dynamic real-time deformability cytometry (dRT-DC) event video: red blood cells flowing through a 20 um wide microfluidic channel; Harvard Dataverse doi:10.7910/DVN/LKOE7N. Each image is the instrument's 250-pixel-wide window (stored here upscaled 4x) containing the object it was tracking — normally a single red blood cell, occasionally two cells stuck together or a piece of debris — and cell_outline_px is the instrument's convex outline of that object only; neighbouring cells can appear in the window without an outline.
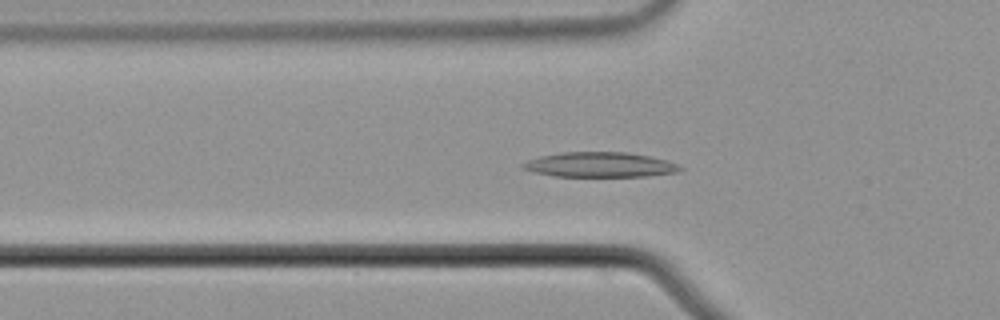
{"species": "common noctule bat (a hibernating species)", "species_latin": "Nyctalus noctula", "temperature_condition": "cold", "stored_images_in_passage": 57, "camera_frame_rate_fps": 3000, "um_per_image_px": 0.085, "animal": {"sex": "male", "body_mass_g": 21.5, "forearm_length_mm": 52.0}, "frame": {"image": 1, "passage_image": 20, "time_ms": 6.333, "image_size_px": [1000, 320], "cell_outline_px": [[684, 168], [676, 172], [648, 176], [552, 176], [520, 168], [520, 164], [528, 160], [540, 156], [560, 152], [628, 152], [668, 160]], "centroid_in_image_um": [50.96, 13.99], "position_along_channel_um": 74.8, "area_um2": 22.83}}
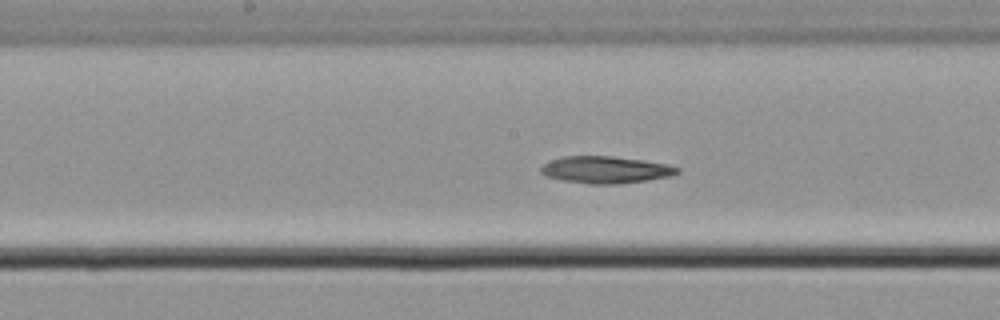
{"frame": {"image": 2, "passage_image": 30, "time_ms": 9.667, "image_size_px": [1000, 320], "cell_outline_px": [[680, 172], [672, 176], [648, 180], [616, 184], [588, 184], [564, 180], [544, 176], [540, 172], [540, 168], [544, 164], [552, 160], [564, 156], [612, 156], [668, 164], [680, 168]], "centroid_in_image_um": [51.49, 14.43], "position_along_channel_um": 196.7, "area_um2": 21.44}}
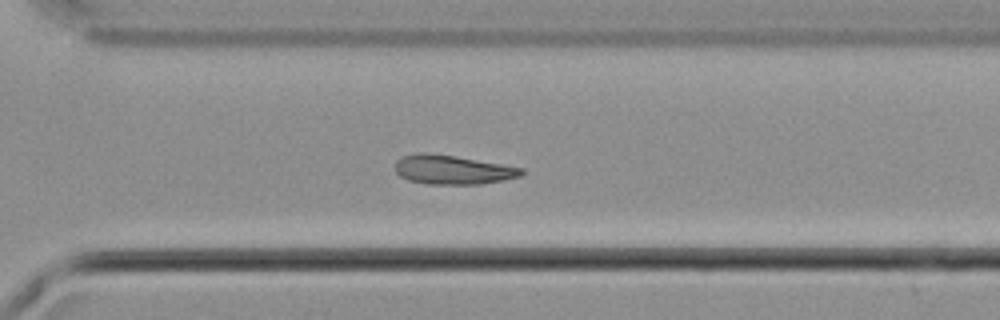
{"frame": {"image": 3, "passage_image": 41, "time_ms": 13.333, "image_size_px": [1000, 320], "cell_outline_px": [[524, 172], [520, 176], [480, 184], [428, 184], [408, 180], [400, 176], [396, 172], [396, 160], [404, 156], [416, 152], [424, 152], [452, 156], [524, 168]], "centroid_in_image_um": [38.43, 14.43], "position_along_channel_um": 332.2, "area_um2": 21.1}}